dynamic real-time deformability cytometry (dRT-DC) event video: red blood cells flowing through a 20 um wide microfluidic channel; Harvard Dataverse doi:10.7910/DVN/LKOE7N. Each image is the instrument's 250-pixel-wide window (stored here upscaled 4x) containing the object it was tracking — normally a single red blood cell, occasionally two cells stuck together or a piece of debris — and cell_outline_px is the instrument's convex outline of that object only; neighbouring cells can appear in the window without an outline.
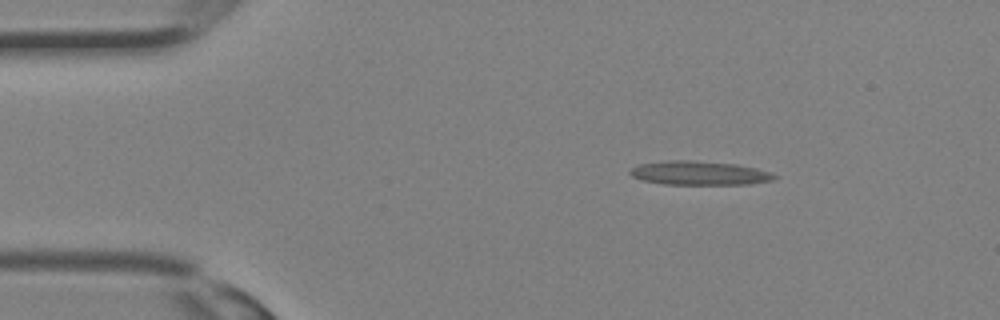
{"species": "Egyptian fruit bat (a non-hibernating species)", "species_latin": "Rousettus aegyptiacus", "temperature_condition": "room temperature", "stored_images_in_passage": 28, "camera_frame_rate_fps": 3000, "um_per_image_px": 0.085, "animal": {"sex": "female"}, "frame": {"image": 1, "passage_image": 1, "time_ms": 0.0, "image_size_px": [1000, 320], "cell_outline_px": [[776, 180], [748, 184], [664, 184], [644, 180], [632, 176], [628, 172], [632, 168], [640, 164], [668, 160], [692, 160], [736, 164], [756, 168], [772, 172], [776, 176]], "centroid_in_image_um": [59.48, 14.7], "position_along_channel_um": 25.5, "area_um2": 20.06}}
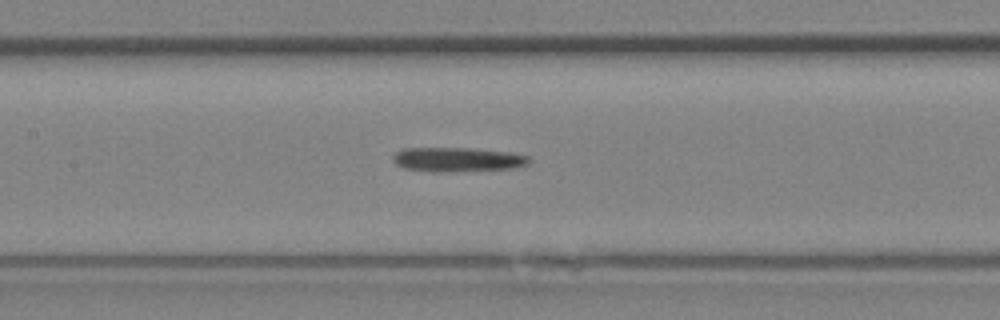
{"frame": {"image": 2, "passage_image": 11, "time_ms": 3.333, "image_size_px": [1000, 320], "cell_outline_px": [[532, 160], [528, 164], [512, 168], [444, 172], [432, 172], [404, 168], [396, 164], [392, 160], [392, 156], [396, 152], [404, 148], [468, 148], [512, 152], [528, 156]], "centroid_in_image_um": [38.87, 13.55], "position_along_channel_um": 168.5, "area_um2": 19.36}}
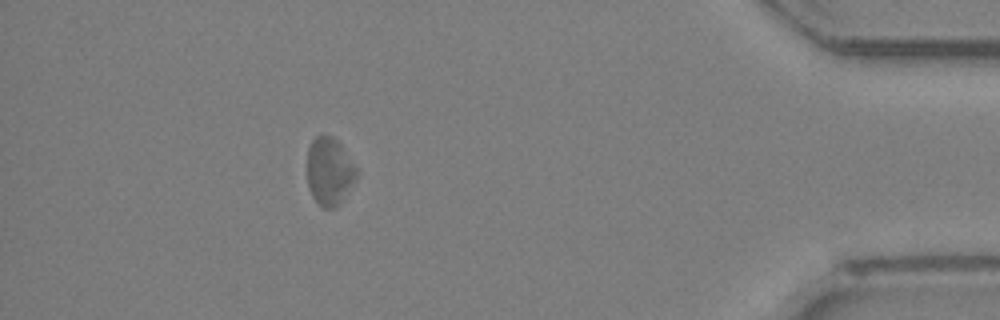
{"frame": {"image": 3, "passage_image": 25, "time_ms": 8.0, "image_size_px": [1000, 320], "cell_outline_px": [[360, 176], [340, 204], [336, 208], [324, 208], [312, 196], [308, 188], [308, 148], [312, 140], [316, 136], [332, 136], [340, 144], [360, 172]], "centroid_in_image_um": [28.05, 14.6], "position_along_channel_um": 407.2, "area_um2": 19.71}}